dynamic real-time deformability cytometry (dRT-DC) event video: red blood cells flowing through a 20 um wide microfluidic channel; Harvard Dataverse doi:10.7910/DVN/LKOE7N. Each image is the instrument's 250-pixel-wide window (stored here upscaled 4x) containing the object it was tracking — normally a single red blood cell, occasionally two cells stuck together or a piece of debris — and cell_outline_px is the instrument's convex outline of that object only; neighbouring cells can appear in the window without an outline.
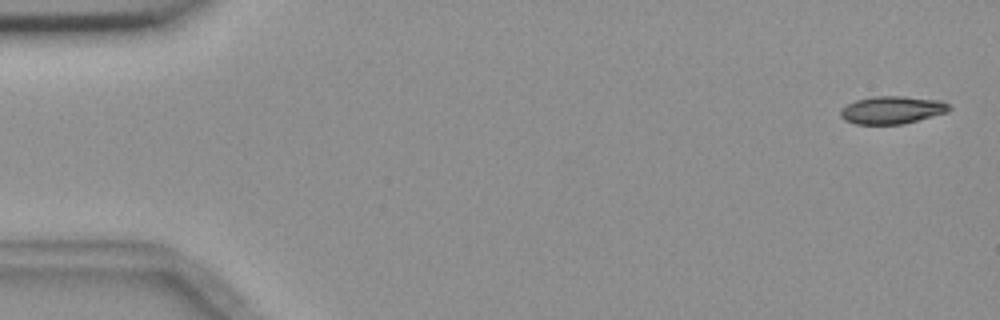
{"species": "common noctule bat (a hibernating species)", "species_latin": "Nyctalus noctula", "temperature_condition": "room temperature", "stored_images_in_passage": 5, "camera_frame_rate_fps": 3000, "um_per_image_px": 0.085, "animal": {"sex": "female", "body_mass_g": 18.4}, "frame": {"image": 1, "passage_image": 1, "time_ms": 0.0, "image_size_px": [1000, 320], "cell_outline_px": [[952, 108], [948, 112], [904, 124], [856, 124], [844, 120], [840, 116], [840, 112], [848, 104], [856, 100], [872, 96], [904, 96], [940, 100], [948, 104]], "centroid_in_image_um": [75.85, 9.35], "position_along_channel_um": 9.2, "area_um2": 17.57}}
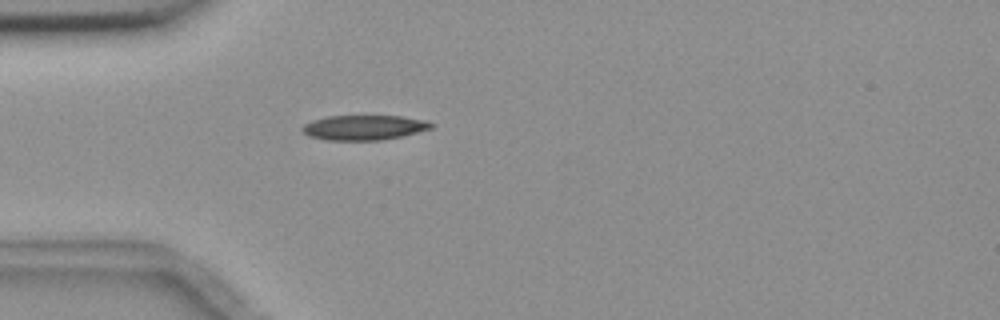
{"frame": {"image": 2, "passage_image": 5, "time_ms": 4.667, "image_size_px": [1000, 320], "cell_outline_px": [[436, 124], [432, 128], [400, 136], [380, 140], [324, 140], [308, 136], [300, 128], [304, 124], [312, 120], [328, 116], [400, 116], [428, 120]], "centroid_in_image_um": [30.93, 10.83], "position_along_channel_um": 54.1, "area_um2": 18.73}}